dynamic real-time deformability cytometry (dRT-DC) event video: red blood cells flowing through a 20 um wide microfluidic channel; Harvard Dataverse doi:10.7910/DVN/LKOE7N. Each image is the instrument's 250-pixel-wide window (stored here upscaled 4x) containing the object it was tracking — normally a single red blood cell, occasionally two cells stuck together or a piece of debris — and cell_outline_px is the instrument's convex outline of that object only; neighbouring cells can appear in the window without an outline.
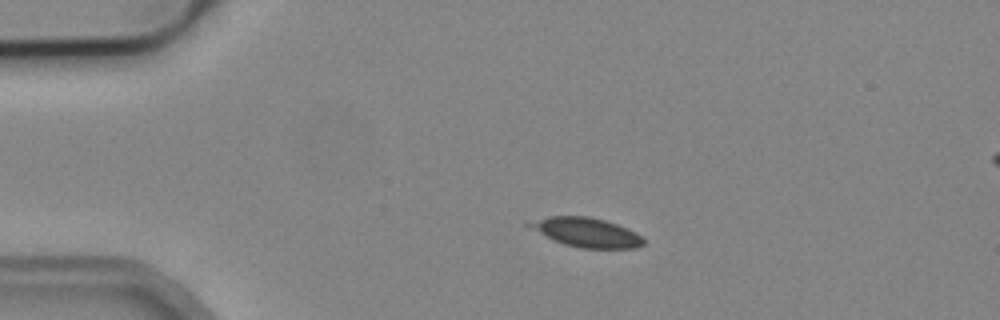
{"species": "common noctule bat (a hibernating species)", "species_latin": "Nyctalus noctula", "temperature_condition": "cold", "stored_images_in_passage": 4, "camera_frame_rate_fps": 3000, "um_per_image_px": 0.085, "animal": {"sex": "male", "body_mass_g": 19.2, "forearm_length_mm": 51.8}, "frame": {"image": 1, "passage_image": 2, "time_ms": 2.0, "image_size_px": [1000, 320], "cell_outline_px": [[644, 244], [636, 248], [580, 248], [564, 244], [524, 224], [552, 216], [588, 216], [604, 220], [616, 224], [636, 232], [644, 236]], "centroid_in_image_um": [49.95, 19.76], "position_along_channel_um": 35.1, "area_um2": 19.02}}